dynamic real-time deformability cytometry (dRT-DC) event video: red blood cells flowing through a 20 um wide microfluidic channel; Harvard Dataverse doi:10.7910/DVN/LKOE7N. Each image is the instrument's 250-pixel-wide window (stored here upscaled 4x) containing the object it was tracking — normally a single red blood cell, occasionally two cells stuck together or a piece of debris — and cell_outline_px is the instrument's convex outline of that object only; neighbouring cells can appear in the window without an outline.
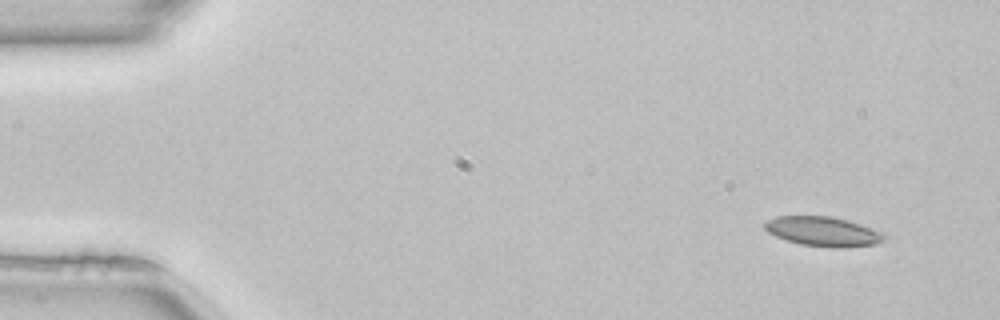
{"species": "common noctule bat (a hibernating species)", "species_latin": "Nyctalus noctula", "temperature_condition": "room temperature", "stored_images_in_passage": 47, "camera_frame_rate_fps": 3000, "um_per_image_px": 0.085, "animal": {"sex": "female", "body_mass_g": 22.7, "forearm_length_mm": 54.2}, "frame": {"image": 1, "passage_image": 1, "time_ms": 0.0, "image_size_px": [1000, 320], "cell_outline_px": [[888, 236], [884, 240], [876, 244], [840, 248], [832, 248], [800, 244], [776, 236], [768, 232], [764, 228], [764, 220], [776, 216], [828, 216], [848, 220], [884, 232]], "centroid_in_image_um": [69.97, 19.67], "position_along_channel_um": 15.0, "area_um2": 20.75}}
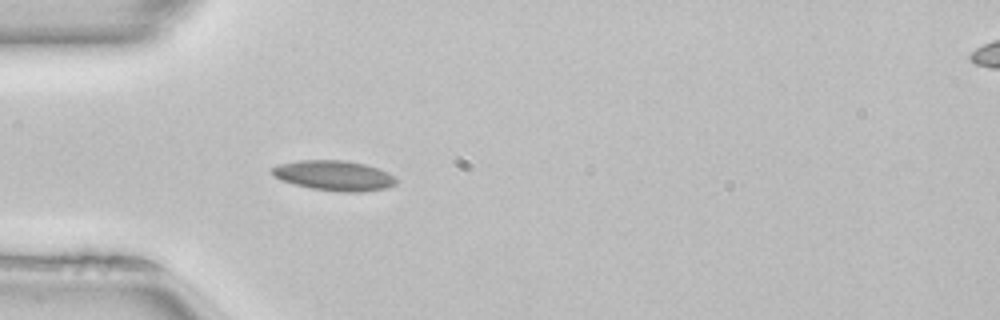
{"frame": {"image": 2, "passage_image": 12, "time_ms": 3.667, "image_size_px": [1000, 320], "cell_outline_px": [[400, 180], [396, 184], [388, 188], [360, 192], [344, 192], [312, 188], [280, 180], [272, 176], [272, 168], [280, 164], [300, 160], [344, 160], [364, 164], [388, 172]], "centroid_in_image_um": [28.44, 14.92], "position_along_channel_um": 56.6, "area_um2": 21.73}}
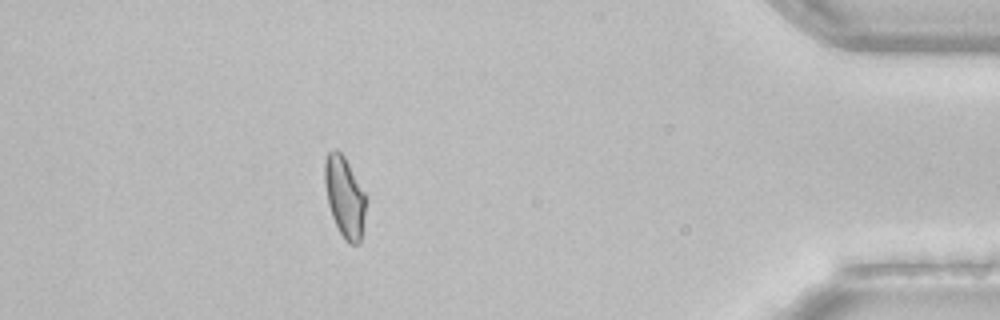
{"frame": {"image": 3, "passage_image": 42, "time_ms": 13.667, "image_size_px": [1000, 320], "cell_outline_px": [[368, 200], [360, 240], [356, 244], [348, 244], [344, 240], [332, 216], [328, 204], [324, 184], [324, 160], [328, 152], [332, 148], [336, 148], [344, 156], [364, 192]], "centroid_in_image_um": [29.28, 16.71], "position_along_channel_um": 405.9, "area_um2": 19.54}, "authors_computed_cell_mechanics": {"area_um2": 19.941, "velocity_mm_per_s": 4.0567, "shape_relaxation_time_tau1_ms": null, "shape_relaxation_time_tau2_ms": 4.3233, "deformation_change_tau1": null, "deformation_change_tau2": 0.0879}}